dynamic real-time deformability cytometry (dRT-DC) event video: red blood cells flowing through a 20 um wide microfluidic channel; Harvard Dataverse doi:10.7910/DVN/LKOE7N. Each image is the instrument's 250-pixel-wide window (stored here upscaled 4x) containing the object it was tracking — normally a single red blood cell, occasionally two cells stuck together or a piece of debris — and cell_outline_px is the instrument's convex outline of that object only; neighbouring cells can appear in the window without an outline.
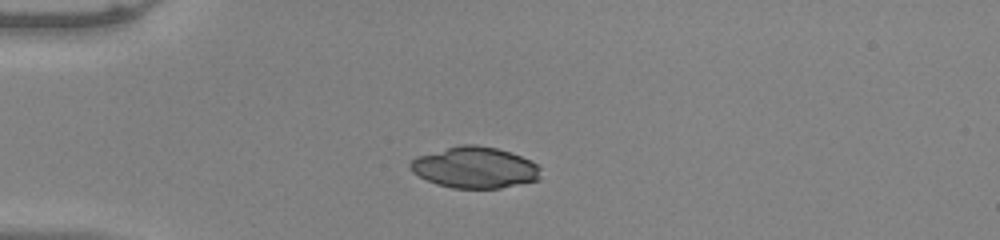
{"species": "common noctule bat (a hibernating species)", "species_latin": "Nyctalus noctula", "temperature_condition": "warm", "stored_images_in_passage": 49, "camera_frame_rate_fps": 3000, "um_per_image_px": 0.085, "animal": {"sex": "male", "body_mass_g": 20.0, "forearm_length_mm": 53.3}, "frame": {"image": 1, "passage_image": 11, "time_ms": 3.333, "image_size_px": [1000, 240], "cell_outline_px": [[540, 180], [500, 188], [452, 188], [436, 184], [412, 172], [408, 168], [408, 164], [416, 156], [460, 144], [476, 144], [496, 148], [532, 160], [540, 168]], "centroid_in_image_um": [40.35, 14.24], "position_along_channel_um": 44.7, "area_um2": 31.44}}